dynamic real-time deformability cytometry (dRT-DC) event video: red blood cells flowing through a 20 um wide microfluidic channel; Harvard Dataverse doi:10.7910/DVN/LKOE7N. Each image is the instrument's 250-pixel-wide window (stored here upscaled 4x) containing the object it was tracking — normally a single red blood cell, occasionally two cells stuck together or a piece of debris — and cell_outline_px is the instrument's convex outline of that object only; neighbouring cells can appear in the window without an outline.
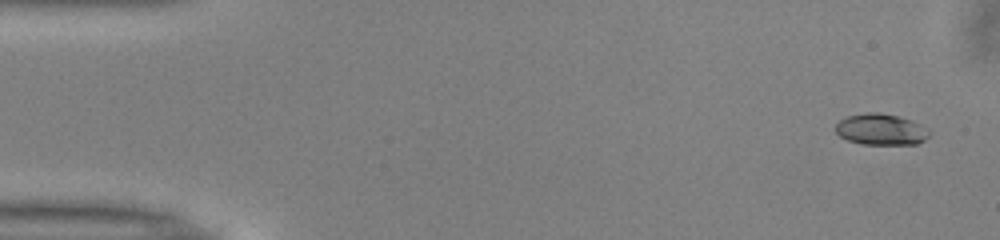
{"species": "common noctule bat (a hibernating species)", "species_latin": "Nyctalus noctula", "temperature_condition": "warm", "stored_images_in_passage": 50, "camera_frame_rate_fps": 3000, "um_per_image_px": 0.085, "animal": {"sex": "male", "body_mass_g": 13.0, "forearm_length_mm": 53.1}, "frame": {"image": 1, "passage_image": 1, "time_ms": 0.0, "image_size_px": [1000, 240], "cell_outline_px": [[932, 132], [924, 140], [916, 144], [860, 144], [848, 140], [840, 136], [836, 132], [836, 124], [840, 120], [848, 116], [868, 112], [880, 112], [912, 120], [928, 128]], "centroid_in_image_um": [74.9, 11.0], "position_along_channel_um": 10.1, "area_um2": 17.05}}
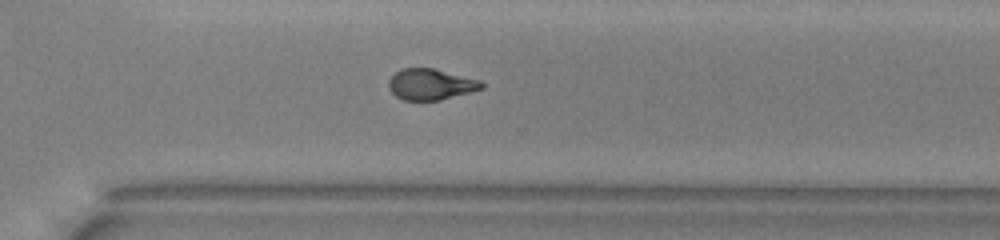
{"frame": {"image": 2, "passage_image": 35, "time_ms": 11.333, "image_size_px": [1000, 240], "cell_outline_px": [[484, 88], [440, 100], [404, 100], [396, 96], [388, 88], [388, 80], [400, 68], [432, 68], [480, 80], [484, 84]], "centroid_in_image_um": [36.59, 7.16], "position_along_channel_um": 334.0, "area_um2": 16.7}}
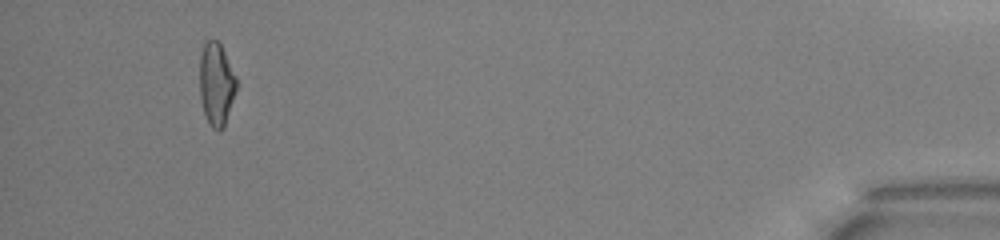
{"frame": {"image": 3, "passage_image": 47, "time_ms": 15.333, "image_size_px": [1000, 240], "cell_outline_px": [[236, 92], [224, 128], [212, 128], [208, 124], [200, 100], [200, 56], [204, 40], [216, 40], [220, 44], [236, 76]], "centroid_in_image_um": [18.38, 7.14], "position_along_channel_um": 416.8, "area_um2": 17.74}, "authors_computed_cell_mechanics": {"area_um2": 17.4267, "velocity_mm_per_s": 3.985, "shape_relaxation_time_tau1_ms": 3.8816, "shape_relaxation_time_tau2_ms": 2.4129, "deformation_change_tau1": 0.1604, "deformation_change_tau2": 0.0834}}